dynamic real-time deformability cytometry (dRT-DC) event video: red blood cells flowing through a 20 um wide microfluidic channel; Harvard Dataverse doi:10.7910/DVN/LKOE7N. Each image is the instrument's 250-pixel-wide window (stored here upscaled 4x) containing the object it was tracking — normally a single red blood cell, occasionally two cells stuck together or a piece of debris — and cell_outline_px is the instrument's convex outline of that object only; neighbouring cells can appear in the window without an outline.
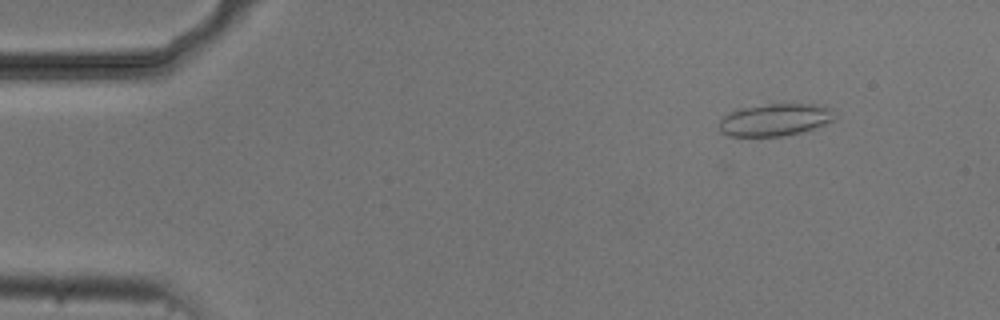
{"species": "common noctule bat (a hibernating species)", "species_latin": "Nyctalus noctula", "temperature_condition": "cold", "stored_images_in_passage": 4, "camera_frame_rate_fps": 3000, "um_per_image_px": 0.085, "animal": {"sex": "male", "body_mass_g": 20.5, "forearm_length_mm": 52.5}, "frame": {"image": 1, "passage_image": 1, "time_ms": 0.0, "image_size_px": [1000, 320], "cell_outline_px": [[832, 120], [824, 124], [800, 132], [784, 136], [732, 136], [720, 132], [720, 120], [728, 112], [740, 108], [768, 104], [824, 104], [832, 108]], "centroid_in_image_um": [65.85, 10.17], "position_along_channel_um": 19.1, "area_um2": 21.56}}